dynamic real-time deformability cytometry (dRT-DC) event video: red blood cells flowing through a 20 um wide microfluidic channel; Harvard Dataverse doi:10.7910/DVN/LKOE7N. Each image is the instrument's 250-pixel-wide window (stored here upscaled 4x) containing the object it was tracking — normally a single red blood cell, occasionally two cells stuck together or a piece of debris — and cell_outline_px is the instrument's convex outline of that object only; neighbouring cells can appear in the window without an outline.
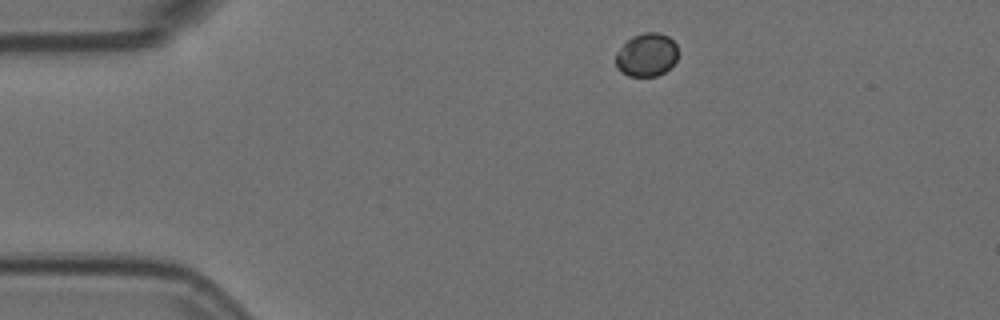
{"species": "Egyptian fruit bat (a non-hibernating species)", "species_latin": "Rousettus aegyptiacus", "temperature_condition": "room temperature", "stored_images_in_passage": 4, "camera_frame_rate_fps": 3000, "um_per_image_px": 0.085, "animal": {"sex": "female"}, "frame": {"image": 1, "passage_image": 1, "time_ms": 0.0, "image_size_px": [1000, 320], "cell_outline_px": [[676, 60], [664, 72], [656, 76], [628, 76], [616, 64], [616, 52], [632, 36], [644, 32], [660, 32], [668, 36], [676, 44]], "centroid_in_image_um": [54.97, 4.64], "position_along_channel_um": 30.0, "area_um2": 15.43}}
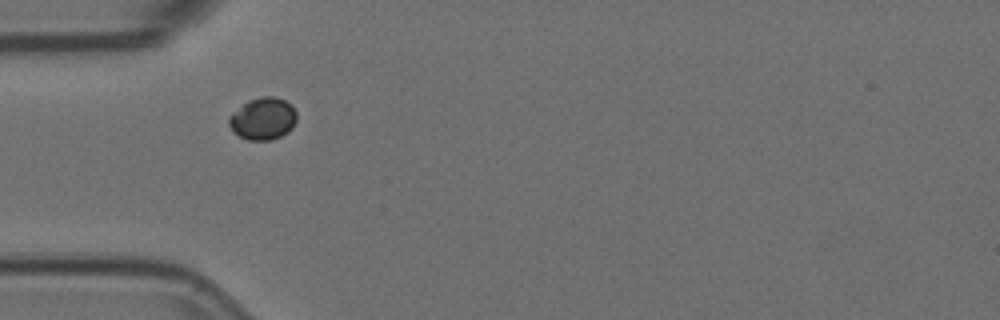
{"frame": {"image": 2, "passage_image": 3, "time_ms": 0.667, "image_size_px": [1000, 320], "cell_outline_px": [[296, 120], [292, 128], [288, 132], [280, 136], [268, 140], [248, 140], [240, 136], [228, 124], [228, 116], [232, 112], [248, 100], [260, 96], [276, 96], [292, 104], [296, 112]], "centroid_in_image_um": [22.36, 10.06], "position_along_channel_um": 62.6, "area_um2": 16.7}}
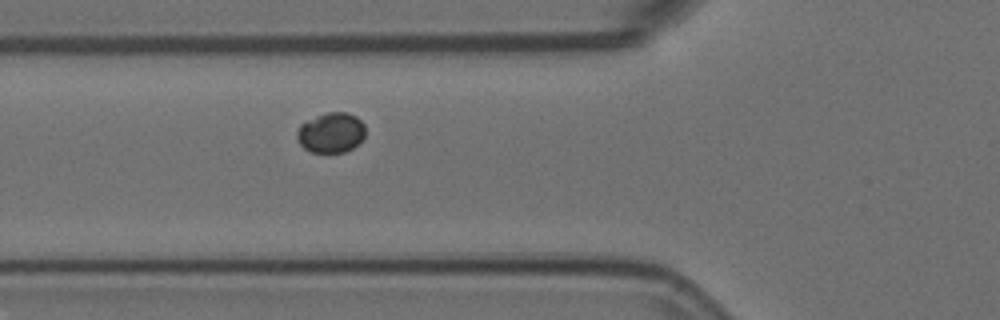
{"frame": {"image": 3, "passage_image": 4, "time_ms": 1.0, "image_size_px": [1000, 320], "cell_outline_px": [[364, 136], [352, 148], [344, 152], [312, 152], [304, 148], [300, 144], [296, 136], [296, 132], [300, 124], [316, 116], [328, 112], [348, 112], [356, 116], [364, 124]], "centroid_in_image_um": [28.12, 11.26], "position_along_channel_um": 97.7, "area_um2": 15.9}}